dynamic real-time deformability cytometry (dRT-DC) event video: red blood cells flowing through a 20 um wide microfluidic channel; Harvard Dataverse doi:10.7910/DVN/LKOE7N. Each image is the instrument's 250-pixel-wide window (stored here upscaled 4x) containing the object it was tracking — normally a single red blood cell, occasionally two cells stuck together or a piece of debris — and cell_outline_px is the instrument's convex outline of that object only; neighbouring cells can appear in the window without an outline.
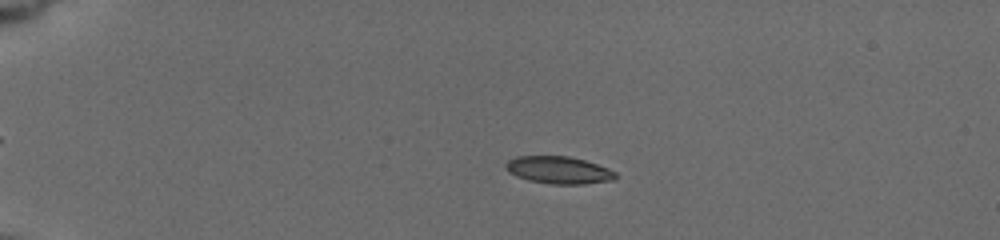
{"species": "common noctule bat (a hibernating species)", "species_latin": "Nyctalus noctula", "temperature_condition": "cold", "stored_images_in_passage": 43, "camera_frame_rate_fps": 3000, "um_per_image_px": 0.085, "animal": {"sex": "female", "body_mass_g": 19.5, "forearm_length_mm": 54.1}, "frame": {"image": 1, "passage_image": 16, "time_ms": 4.667, "image_size_px": [1000, 240], "cell_outline_px": [[616, 176], [612, 180], [584, 184], [548, 184], [528, 180], [516, 176], [508, 172], [504, 168], [504, 164], [508, 160], [516, 156], [568, 156], [584, 160], [608, 168], [616, 172]], "centroid_in_image_um": [47.44, 14.45], "position_along_channel_um": 37.6, "area_um2": 17.57}}
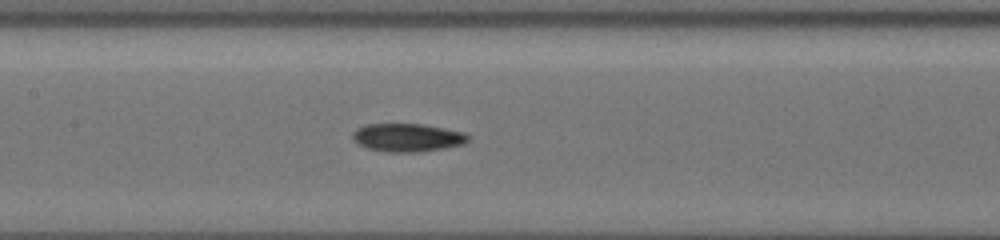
{"frame": {"image": 2, "passage_image": 37, "time_ms": 10.0, "image_size_px": [1000, 240], "cell_outline_px": [[468, 140], [464, 144], [444, 148], [420, 152], [384, 152], [368, 148], [356, 144], [352, 140], [352, 132], [356, 128], [364, 124], [424, 124], [464, 132], [468, 136]], "centroid_in_image_um": [34.58, 11.69], "position_along_channel_um": 172.8, "area_um2": 19.19}}
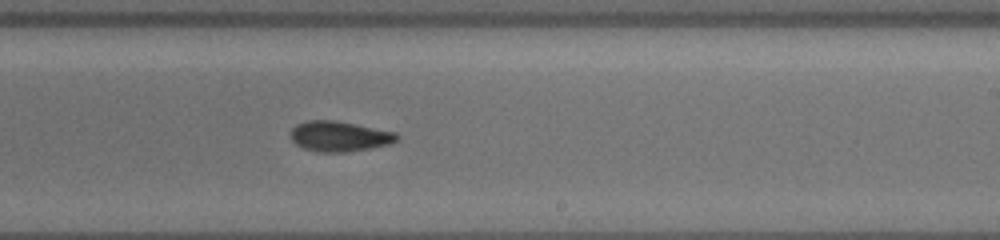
{"frame": {"image": 3, "passage_image": 43, "time_ms": 12.333, "image_size_px": [1000, 240], "cell_outline_px": [[400, 136], [396, 140], [388, 144], [372, 148], [344, 152], [320, 152], [304, 148], [296, 144], [292, 140], [288, 132], [296, 124], [308, 120], [336, 120], [396, 132]], "centroid_in_image_um": [28.82, 11.57], "position_along_channel_um": 260.2, "area_um2": 18.84}}